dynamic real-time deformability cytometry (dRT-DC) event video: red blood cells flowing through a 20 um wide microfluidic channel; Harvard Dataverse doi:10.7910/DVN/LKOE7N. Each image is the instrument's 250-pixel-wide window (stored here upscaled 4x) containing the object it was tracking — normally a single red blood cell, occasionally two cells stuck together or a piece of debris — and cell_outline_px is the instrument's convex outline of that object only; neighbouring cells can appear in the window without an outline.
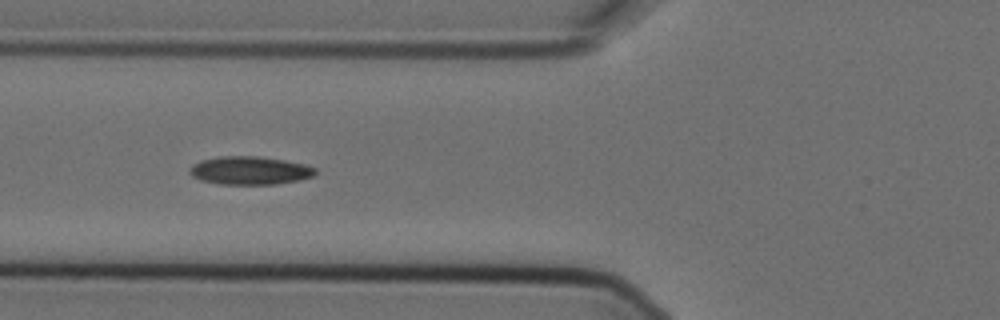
{"species": "Egyptian fruit bat (a non-hibernating species)", "species_latin": "Rousettus aegyptiacus", "temperature_condition": "cold", "stored_images_in_passage": 8, "camera_frame_rate_fps": 3000, "um_per_image_px": 0.085, "animal": {"sex": "female"}, "frame": {"image": 1, "passage_image": 5, "time_ms": 1.333, "image_size_px": [1000, 320], "cell_outline_px": [[316, 172], [312, 176], [300, 180], [276, 184], [220, 184], [200, 180], [192, 176], [188, 172], [192, 164], [200, 160], [220, 156], [260, 156], [284, 160], [304, 164], [316, 168]], "centroid_in_image_um": [21.21, 14.49], "position_along_channel_um": 104.6, "area_um2": 20.75}}
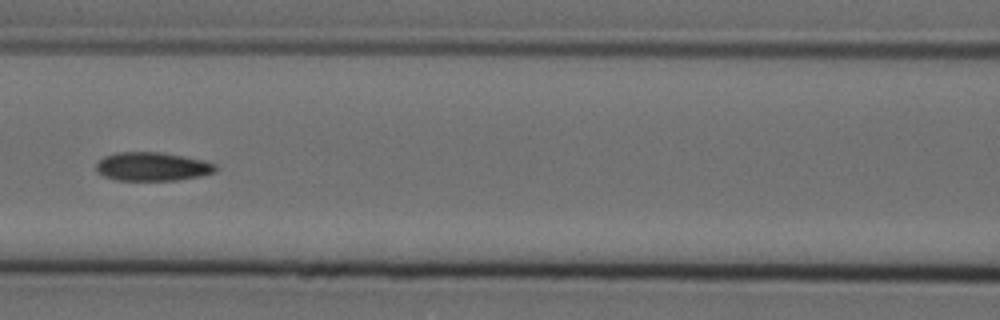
{"frame": {"image": 2, "passage_image": 6, "time_ms": 1.667, "image_size_px": [1000, 320], "cell_outline_px": [[216, 172], [200, 176], [176, 180], [116, 180], [104, 176], [96, 172], [96, 164], [104, 156], [116, 152], [160, 152], [204, 160], [216, 164]], "centroid_in_image_um": [12.93, 14.16], "position_along_channel_um": 153.7, "area_um2": 19.94}}
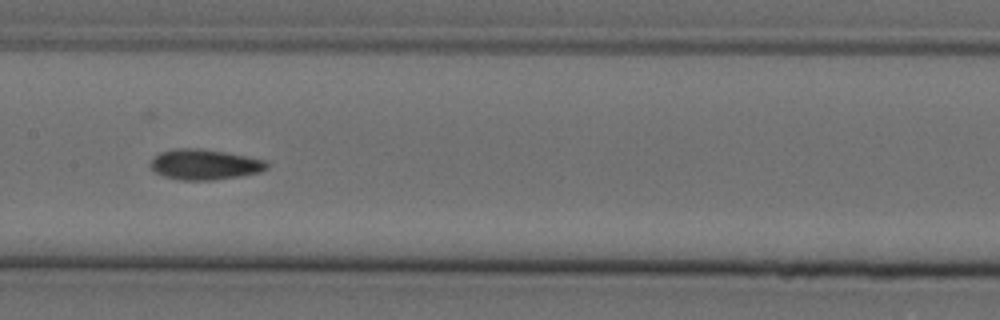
{"frame": {"image": 3, "passage_image": 7, "time_ms": 2.0, "image_size_px": [1000, 320], "cell_outline_px": [[268, 168], [260, 172], [240, 176], [212, 180], [180, 180], [164, 176], [156, 172], [148, 164], [160, 152], [176, 148], [200, 148], [224, 152], [268, 160]], "centroid_in_image_um": [17.41, 13.98], "position_along_channel_um": 190.0, "area_um2": 20.63}}